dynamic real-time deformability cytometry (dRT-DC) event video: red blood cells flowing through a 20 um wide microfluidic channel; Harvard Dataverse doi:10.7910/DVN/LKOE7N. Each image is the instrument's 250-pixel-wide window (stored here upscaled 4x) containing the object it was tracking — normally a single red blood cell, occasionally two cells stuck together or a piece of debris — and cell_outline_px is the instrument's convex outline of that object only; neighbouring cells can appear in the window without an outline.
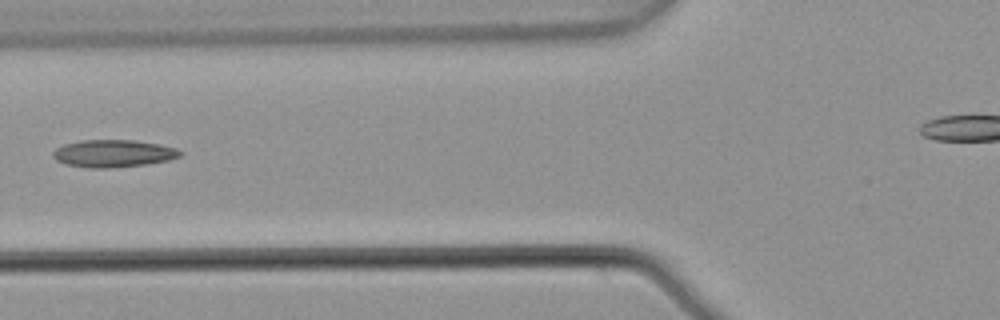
{"species": "common noctule bat (a hibernating species)", "species_latin": "Nyctalus noctula", "temperature_condition": "warm", "stored_images_in_passage": 7, "camera_frame_rate_fps": 3000, "um_per_image_px": 0.085, "animal": {"sex": "male", "body_mass_g": 21.5, "forearm_length_mm": 52.0}, "frame": {"image": 1, "passage_image": 6, "time_ms": 1.667, "image_size_px": [1000, 320], "cell_outline_px": [[184, 152], [180, 156], [168, 160], [148, 164], [108, 168], [88, 168], [64, 164], [56, 160], [52, 156], [52, 152], [56, 148], [64, 144], [80, 140], [136, 140], [160, 144], [176, 148]], "centroid_in_image_um": [9.62, 13.04], "position_along_channel_um": 116.2, "area_um2": 20.52}}
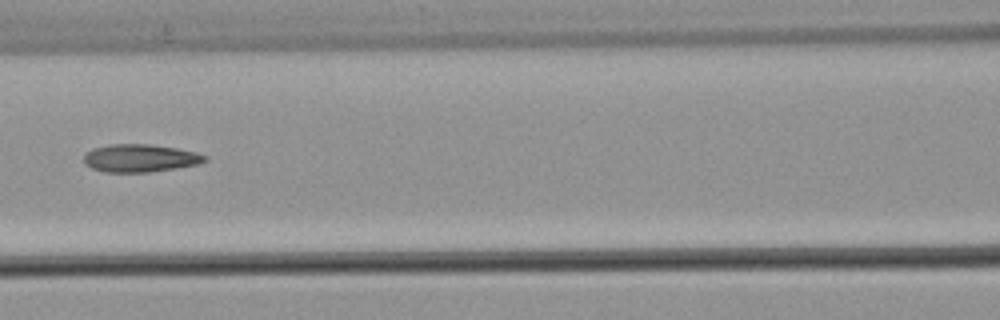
{"frame": {"image": 2, "passage_image": 7, "time_ms": 2.0, "image_size_px": [1000, 320], "cell_outline_px": [[208, 160], [196, 164], [176, 168], [148, 172], [104, 172], [92, 168], [84, 164], [84, 156], [92, 148], [108, 144], [152, 144], [176, 148], [196, 152], [208, 156]], "centroid_in_image_um": [11.9, 13.43], "position_along_channel_um": 154.7, "area_um2": 19.65}}